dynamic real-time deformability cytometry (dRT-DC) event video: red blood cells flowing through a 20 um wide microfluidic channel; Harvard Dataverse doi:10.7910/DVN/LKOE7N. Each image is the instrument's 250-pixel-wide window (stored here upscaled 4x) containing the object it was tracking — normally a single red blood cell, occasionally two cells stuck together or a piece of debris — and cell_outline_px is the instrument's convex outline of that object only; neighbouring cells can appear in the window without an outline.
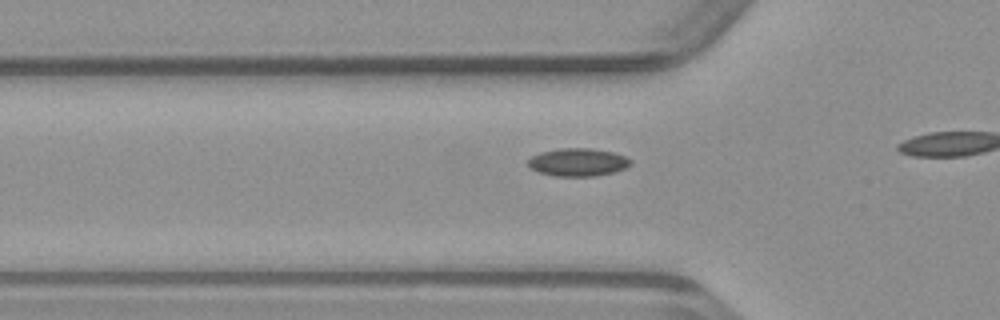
{"species": "common noctule bat (a hibernating species)", "species_latin": "Nyctalus noctula", "temperature_condition": "warm", "stored_images_in_passage": 13, "camera_frame_rate_fps": 3000, "um_per_image_px": 0.085, "animal": {"sex": "male", "body_mass_g": 23.1, "forearm_length_mm": 52.7}, "frame": {"image": 1, "passage_image": 8, "time_ms": 2.333, "image_size_px": [1000, 320], "cell_outline_px": [[632, 164], [624, 168], [612, 172], [596, 176], [556, 176], [540, 172], [532, 168], [528, 164], [528, 160], [532, 156], [540, 152], [560, 148], [592, 148], [612, 152], [624, 156], [632, 160]], "centroid_in_image_um": [49.14, 13.78], "position_along_channel_um": 76.7, "area_um2": 16.53}}
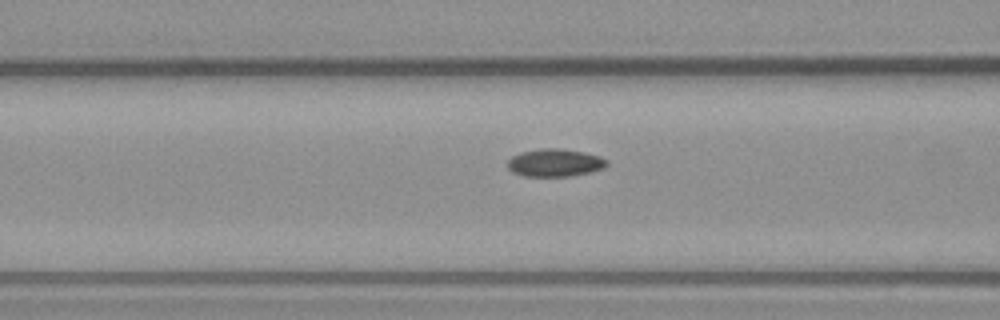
{"frame": {"image": 2, "passage_image": 11, "time_ms": 3.333, "image_size_px": [1000, 320], "cell_outline_px": [[608, 164], [604, 168], [588, 172], [568, 176], [524, 176], [512, 172], [508, 168], [508, 160], [512, 156], [520, 152], [540, 148], [560, 148], [584, 152], [600, 156], [608, 160]], "centroid_in_image_um": [47.16, 13.82], "position_along_channel_um": 119.4, "area_um2": 16.07}}